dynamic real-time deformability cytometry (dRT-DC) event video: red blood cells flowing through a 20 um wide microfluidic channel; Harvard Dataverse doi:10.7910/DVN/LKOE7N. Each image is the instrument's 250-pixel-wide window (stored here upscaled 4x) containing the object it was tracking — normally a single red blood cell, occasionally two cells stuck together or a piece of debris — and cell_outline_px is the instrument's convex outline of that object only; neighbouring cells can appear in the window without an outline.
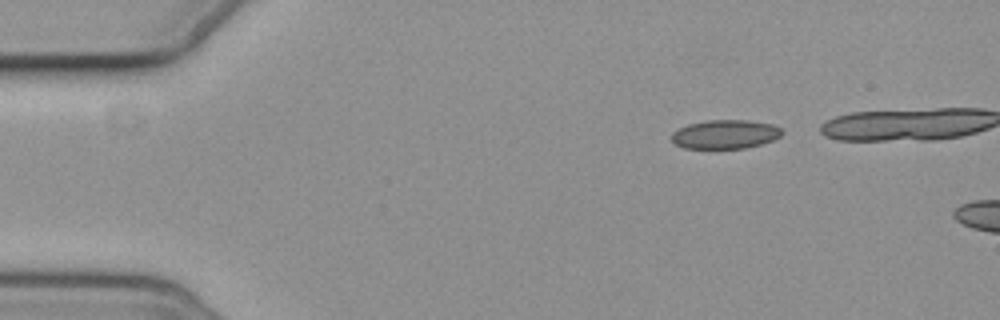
{"species": "common noctule bat (a hibernating species)", "species_latin": "Nyctalus noctula", "temperature_condition": "cold", "stored_images_in_passage": 3, "camera_frame_rate_fps": 3000, "um_per_image_px": 0.085, "animal": {"sex": "female", "body_mass_g": 19.3, "forearm_length_mm": 54.1}, "frame": {"image": 1, "passage_image": 1, "time_ms": 0.0, "image_size_px": [1000, 320], "cell_outline_px": [[784, 132], [780, 136], [772, 140], [760, 144], [744, 148], [684, 148], [676, 144], [672, 140], [672, 132], [688, 124], [708, 120], [748, 120], [772, 124], [780, 128]], "centroid_in_image_um": [61.65, 11.41], "position_along_channel_um": 23.4, "area_um2": 18.44}}